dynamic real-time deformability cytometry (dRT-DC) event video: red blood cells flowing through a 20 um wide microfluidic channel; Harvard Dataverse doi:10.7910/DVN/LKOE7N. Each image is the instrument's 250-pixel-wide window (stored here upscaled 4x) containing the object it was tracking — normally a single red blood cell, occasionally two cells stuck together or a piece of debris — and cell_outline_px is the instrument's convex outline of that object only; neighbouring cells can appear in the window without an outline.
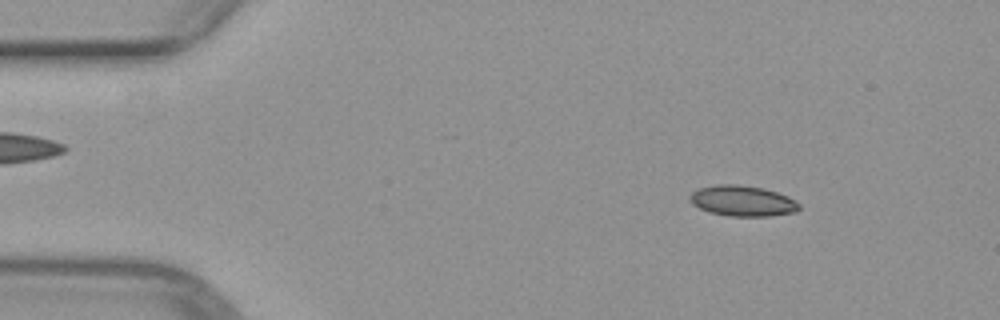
{"species": "common noctule bat (a hibernating species)", "species_latin": "Nyctalus noctula", "temperature_condition": "warm", "stored_images_in_passage": 50, "camera_frame_rate_fps": 3000, "um_per_image_px": 0.085, "animal": {"sex": "female", "body_mass_g": 29.2, "forearm_length_mm": 56.3}, "frame": {"image": 1, "passage_image": 6, "time_ms": 1.667, "image_size_px": [1000, 320], "cell_outline_px": [[800, 208], [796, 212], [768, 216], [728, 216], [708, 212], [692, 204], [688, 200], [688, 196], [692, 192], [700, 188], [716, 184], [736, 184], [764, 188], [788, 196], [796, 200], [800, 204]], "centroid_in_image_um": [63.1, 17.07], "position_along_channel_um": 21.9, "area_um2": 19.71}}
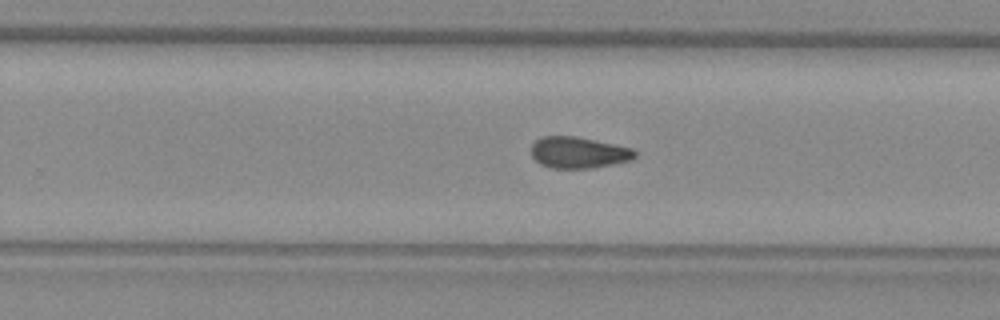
{"frame": {"image": 2, "passage_image": 31, "time_ms": 10.0, "image_size_px": [1000, 320], "cell_outline_px": [[636, 156], [632, 160], [592, 168], [552, 168], [540, 164], [532, 156], [532, 144], [536, 140], [544, 136], [576, 136], [632, 148], [636, 152]], "centroid_in_image_um": [49.18, 12.97], "position_along_channel_um": 280.6, "area_um2": 18.84}}
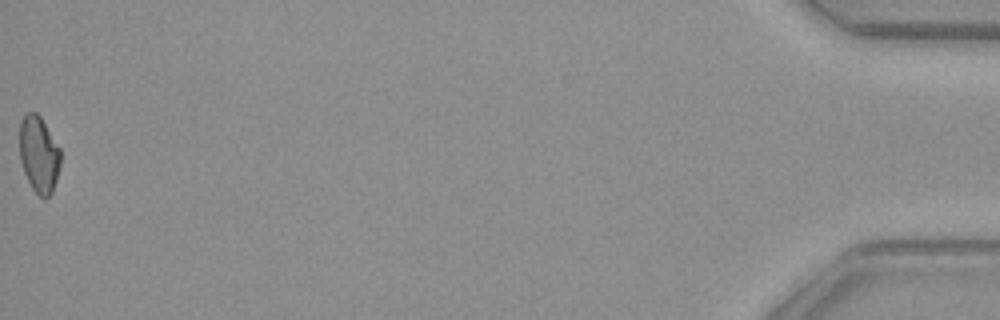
{"frame": {"image": 3, "passage_image": 50, "time_ms": 16.333, "image_size_px": [1000, 320], "cell_outline_px": [[60, 164], [56, 180], [52, 192], [44, 200], [32, 188], [24, 172], [20, 160], [20, 120], [24, 112], [36, 112], [40, 116], [60, 148]], "centroid_in_image_um": [3.29, 13.1], "position_along_channel_um": 431.9, "area_um2": 18.26}}